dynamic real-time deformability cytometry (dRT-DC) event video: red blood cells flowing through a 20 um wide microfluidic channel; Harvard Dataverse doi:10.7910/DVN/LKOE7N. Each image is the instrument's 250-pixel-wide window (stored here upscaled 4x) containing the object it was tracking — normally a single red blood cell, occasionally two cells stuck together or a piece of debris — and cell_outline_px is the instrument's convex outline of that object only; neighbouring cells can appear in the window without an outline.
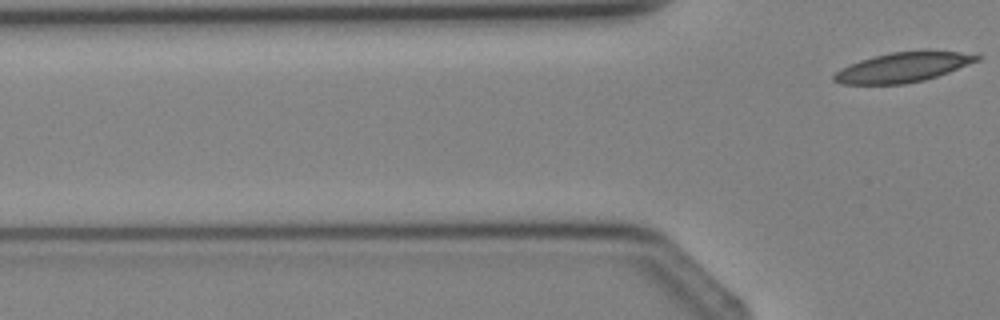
{"species": "Egyptian fruit bat (a non-hibernating species)", "species_latin": "Rousettus aegyptiacus", "temperature_condition": "cold", "stored_images_in_passage": 5, "segment_of_instrument_passage": [2, 2], "camera_frame_rate_fps": 3000, "um_per_image_px": 0.085, "animal": {"sex": "female"}, "frame": {"image": 1, "passage_image": 5, "time_ms": 5.667, "image_size_px": [1000, 320], "cell_outline_px": [[980, 60], [948, 72], [924, 80], [904, 84], [840, 84], [832, 80], [832, 76], [840, 68], [860, 60], [892, 52], [960, 52], [980, 56]], "centroid_in_image_um": [76.68, 5.75], "position_along_channel_um": 49.1, "area_um2": 24.16}}